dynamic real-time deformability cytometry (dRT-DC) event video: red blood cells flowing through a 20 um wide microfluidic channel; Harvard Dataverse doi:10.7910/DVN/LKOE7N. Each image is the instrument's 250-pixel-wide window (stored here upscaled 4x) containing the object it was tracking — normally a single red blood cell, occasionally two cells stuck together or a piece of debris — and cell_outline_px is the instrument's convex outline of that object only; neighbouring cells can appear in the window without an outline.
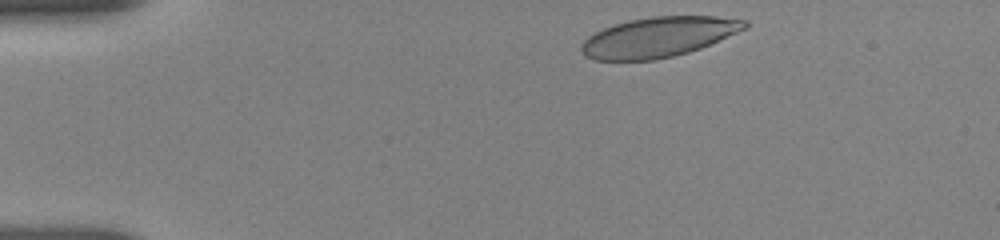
{"species": "human", "species_latin": "Homo sapiens", "temperature_condition": "room temperature", "stored_images_in_passage": 23, "camera_frame_rate_fps": 3000, "um_per_image_px": 0.085, "donor": {"sex": "female"}, "frame": {"image": 1, "passage_image": 2, "time_ms": 0.333, "image_size_px": [1000, 240], "cell_outline_px": [[748, 28], [700, 48], [688, 52], [656, 60], [596, 60], [584, 56], [580, 52], [580, 48], [584, 40], [588, 36], [604, 28], [628, 20], [652, 16], [716, 16], [748, 20]], "centroid_in_image_um": [55.98, 3.15], "position_along_channel_um": 29.0, "area_um2": 38.15}}
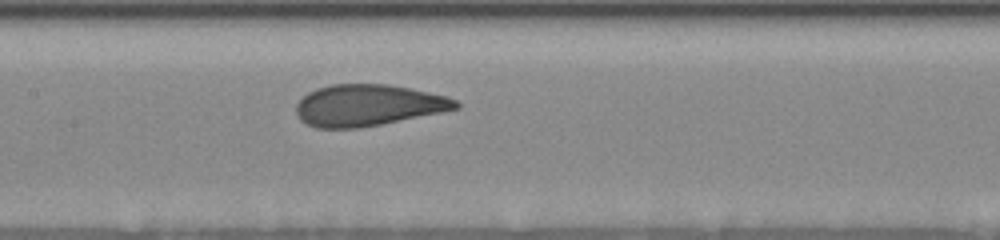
{"frame": {"image": 2, "passage_image": 14, "time_ms": 6.0, "image_size_px": [1000, 240], "cell_outline_px": [[460, 108], [360, 128], [316, 128], [304, 124], [296, 116], [296, 104], [308, 92], [316, 88], [332, 84], [388, 84], [448, 96], [456, 100], [460, 104]], "centroid_in_image_um": [31.24, 8.95], "position_along_channel_um": 176.2, "area_um2": 38.55}}
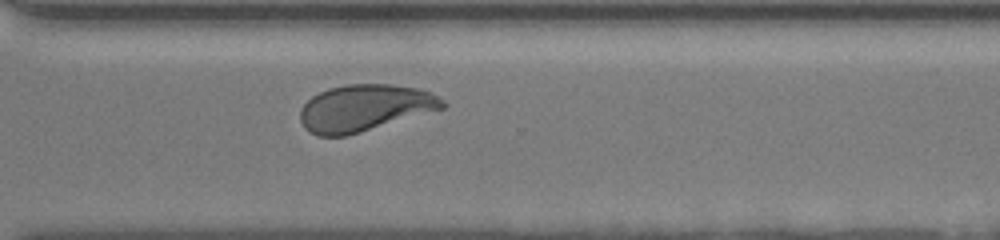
{"frame": {"image": 3, "passage_image": 23, "time_ms": 10.333, "image_size_px": [1000, 240], "cell_outline_px": [[448, 104], [444, 108], [360, 132], [344, 136], [316, 136], [304, 128], [300, 120], [300, 108], [312, 96], [328, 88], [348, 84], [392, 84], [420, 88], [432, 92], [440, 96]], "centroid_in_image_um": [31.01, 9.16], "position_along_channel_um": 339.6, "area_um2": 38.9}}